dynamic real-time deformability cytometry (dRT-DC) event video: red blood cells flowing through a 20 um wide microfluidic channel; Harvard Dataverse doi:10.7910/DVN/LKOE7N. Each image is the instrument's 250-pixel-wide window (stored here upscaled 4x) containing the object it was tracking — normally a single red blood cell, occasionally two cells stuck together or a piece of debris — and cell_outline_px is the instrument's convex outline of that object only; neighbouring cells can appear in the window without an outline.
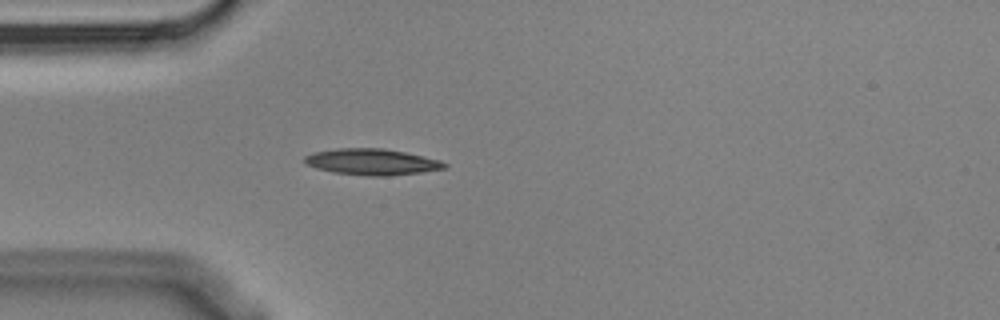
{"species": "Egyptian fruit bat (a non-hibernating species)", "species_latin": "Rousettus aegyptiacus", "temperature_condition": "cold", "stored_images_in_passage": 5, "camera_frame_rate_fps": 3000, "um_per_image_px": 0.085, "animal": {"sex": "male"}, "frame": {"image": 1, "passage_image": 5, "time_ms": 1.333, "image_size_px": [1000, 320], "cell_outline_px": [[448, 168], [420, 172], [388, 176], [364, 176], [332, 172], [316, 168], [308, 164], [304, 160], [304, 156], [312, 152], [336, 148], [384, 148], [424, 156], [440, 160], [448, 164]], "centroid_in_image_um": [31.61, 13.76], "position_along_channel_um": 53.4, "area_um2": 21.5}}